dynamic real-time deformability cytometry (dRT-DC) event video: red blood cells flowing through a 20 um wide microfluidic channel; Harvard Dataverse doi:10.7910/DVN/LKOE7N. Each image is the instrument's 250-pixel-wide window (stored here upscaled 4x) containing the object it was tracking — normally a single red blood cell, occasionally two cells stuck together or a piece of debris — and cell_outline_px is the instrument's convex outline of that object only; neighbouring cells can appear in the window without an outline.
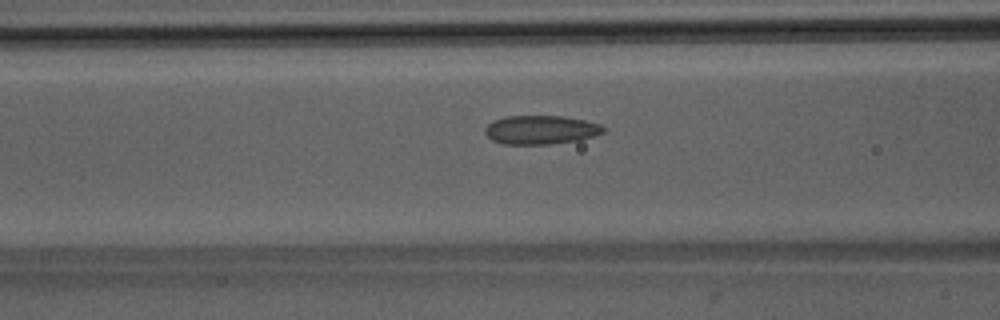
{"species": "Egyptian fruit bat (a non-hibernating species)", "species_latin": "Rousettus aegyptiacus", "temperature_condition": "room temperature", "stored_images_in_passage": 46, "camera_frame_rate_fps": 3000, "um_per_image_px": 0.085, "animal": {"sex": "male"}, "frame": {"image": 1, "passage_image": 15, "time_ms": 4.667, "image_size_px": [1000, 320], "cell_outline_px": [[604, 132], [580, 140], [548, 144], [500, 144], [492, 140], [484, 132], [484, 128], [492, 120], [504, 116], [564, 116], [584, 120], [600, 124], [604, 128]], "centroid_in_image_um": [45.92, 11.03], "position_along_channel_um": 120.7, "area_um2": 19.94}}
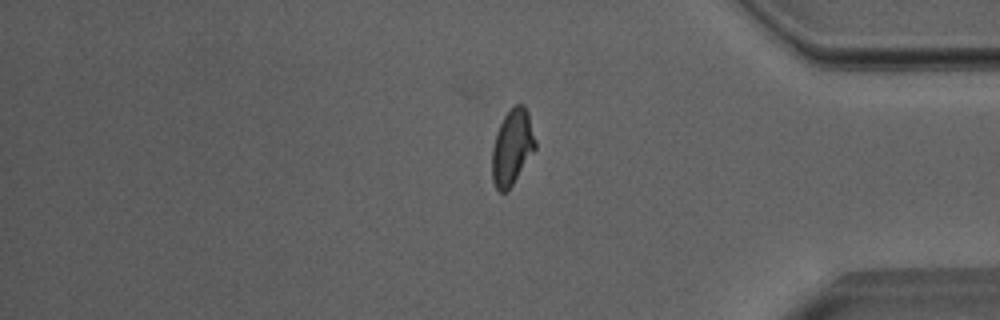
{"frame": {"image": 2, "passage_image": 37, "time_ms": 12.0, "image_size_px": [1000, 320], "cell_outline_px": [[536, 148], [512, 184], [504, 192], [500, 192], [496, 188], [492, 180], [492, 148], [496, 132], [504, 116], [516, 104], [524, 104], [528, 112], [536, 140]], "centroid_in_image_um": [43.53, 12.49], "position_along_channel_um": 391.7, "area_um2": 18.84}}
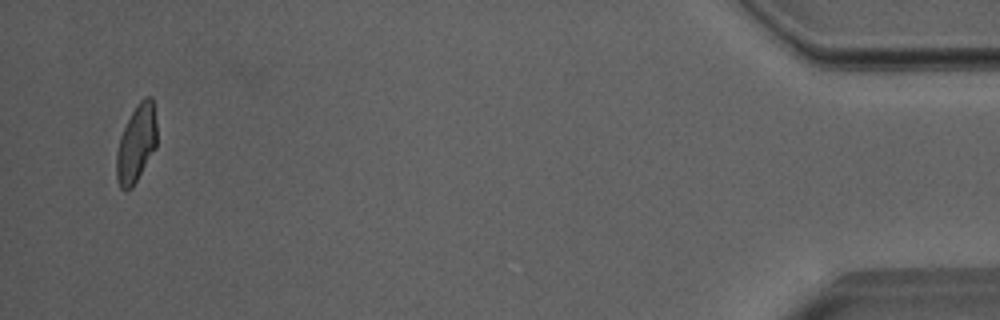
{"frame": {"image": 3, "passage_image": 44, "time_ms": 14.333, "image_size_px": [1000, 320], "cell_outline_px": [[156, 148], [132, 188], [128, 192], [124, 192], [120, 188], [116, 176], [116, 152], [120, 136], [132, 112], [140, 100], [144, 96], [152, 96], [156, 124]], "centroid_in_image_um": [11.58, 12.24], "position_along_channel_um": 423.6, "area_um2": 18.32}, "authors_computed_cell_mechanics": {"area_um2": 19.1318, "velocity_mm_per_s": 3.9919, "shape_relaxation_time_tau1_ms": null, "shape_relaxation_time_tau2_ms": 1.6074, "deformation_change_tau1": null, "deformation_change_tau2": 0.0713}}